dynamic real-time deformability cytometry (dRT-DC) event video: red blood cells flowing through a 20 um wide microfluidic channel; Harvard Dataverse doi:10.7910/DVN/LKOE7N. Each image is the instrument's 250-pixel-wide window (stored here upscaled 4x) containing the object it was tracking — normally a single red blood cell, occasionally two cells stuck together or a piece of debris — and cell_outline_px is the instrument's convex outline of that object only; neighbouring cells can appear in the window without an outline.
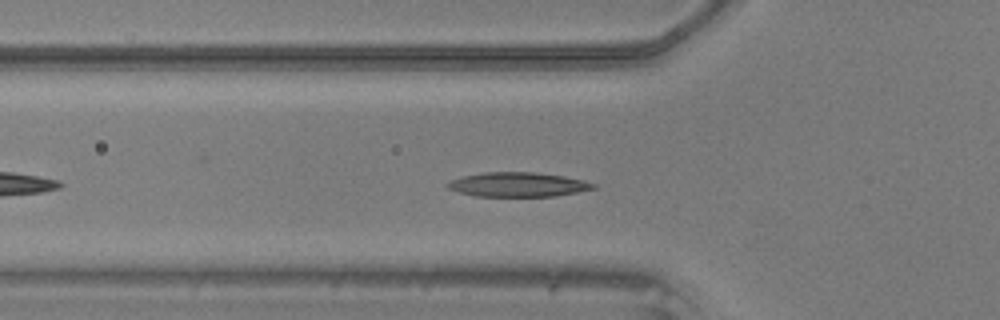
{"species": "common noctule bat (a hibernating species)", "species_latin": "Nyctalus noctula", "temperature_condition": "warm", "stored_images_in_passage": 29, "camera_frame_rate_fps": 3000, "um_per_image_px": 0.085, "animal": {"sex": "male", "body_mass_g": 20.5, "forearm_length_mm": 52.5}, "frame": {"image": 1, "passage_image": 7, "time_ms": 2.0, "image_size_px": [1000, 320], "cell_outline_px": [[596, 188], [556, 196], [476, 196], [460, 192], [448, 188], [444, 184], [460, 176], [484, 172], [536, 172], [564, 176], [584, 180], [596, 184]], "centroid_in_image_um": [44.02, 15.68], "position_along_channel_um": 81.8, "area_um2": 20.75}}
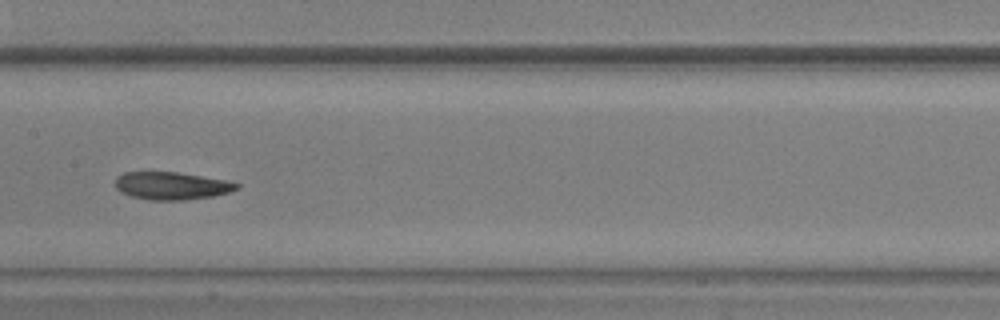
{"frame": {"image": 2, "passage_image": 15, "time_ms": 4.667, "image_size_px": [1000, 320], "cell_outline_px": [[240, 188], [228, 192], [212, 196], [184, 200], [148, 200], [132, 196], [116, 188], [116, 176], [124, 172], [176, 172], [224, 180], [240, 184]], "centroid_in_image_um": [14.58, 15.79], "position_along_channel_um": 192.8, "area_um2": 19.31}}
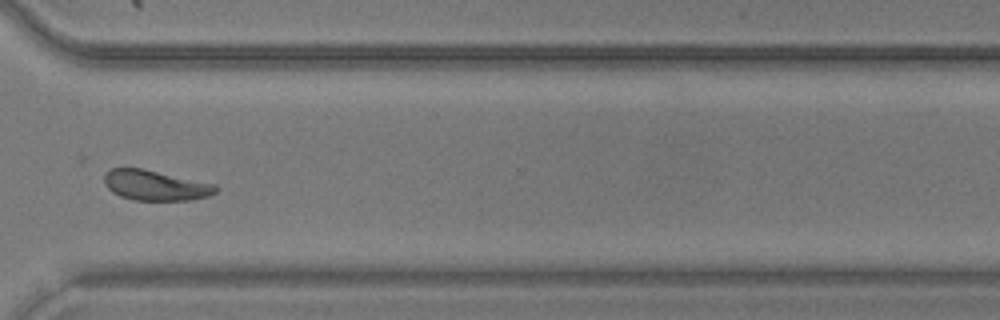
{"frame": {"image": 3, "passage_image": 27, "time_ms": 8.667, "image_size_px": [1000, 320], "cell_outline_px": [[216, 192], [208, 196], [188, 200], [132, 200], [120, 196], [112, 192], [104, 184], [104, 172], [112, 168], [140, 168], [216, 184]], "centroid_in_image_um": [13.16, 15.75], "position_along_channel_um": 357.4, "area_um2": 19.54}}